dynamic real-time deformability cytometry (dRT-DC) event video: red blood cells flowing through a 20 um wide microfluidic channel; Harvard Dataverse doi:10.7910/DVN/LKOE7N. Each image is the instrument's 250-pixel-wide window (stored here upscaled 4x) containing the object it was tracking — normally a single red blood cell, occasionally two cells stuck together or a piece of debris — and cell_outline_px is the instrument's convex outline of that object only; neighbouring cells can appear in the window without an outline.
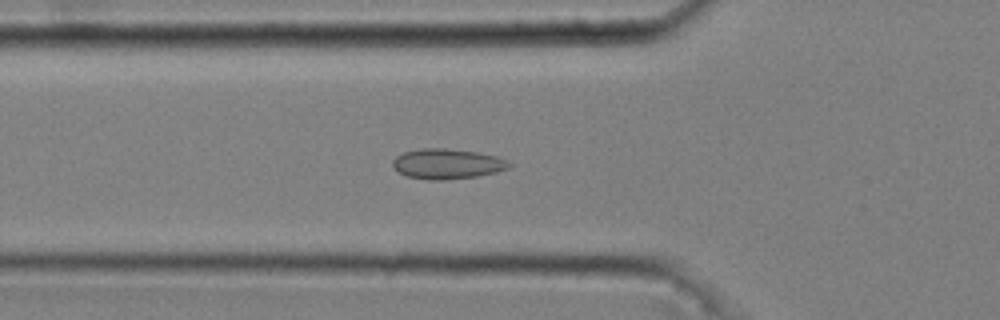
{"species": "common noctule bat (a hibernating species)", "species_latin": "Nyctalus noctula", "temperature_condition": "cold", "stored_images_in_passage": 43, "camera_frame_rate_fps": 3000, "um_per_image_px": 0.085, "animal": {"sex": "male", "body_mass_g": 20.4}, "frame": {"image": 1, "passage_image": 10, "time_ms": 3.0, "image_size_px": [1000, 320], "cell_outline_px": [[512, 164], [508, 168], [496, 172], [476, 176], [448, 180], [428, 180], [408, 176], [392, 168], [392, 160], [396, 156], [404, 152], [420, 148], [444, 148], [476, 152], [496, 156], [508, 160]], "centroid_in_image_um": [38.0, 13.93], "position_along_channel_um": 87.8, "area_um2": 20.52}}
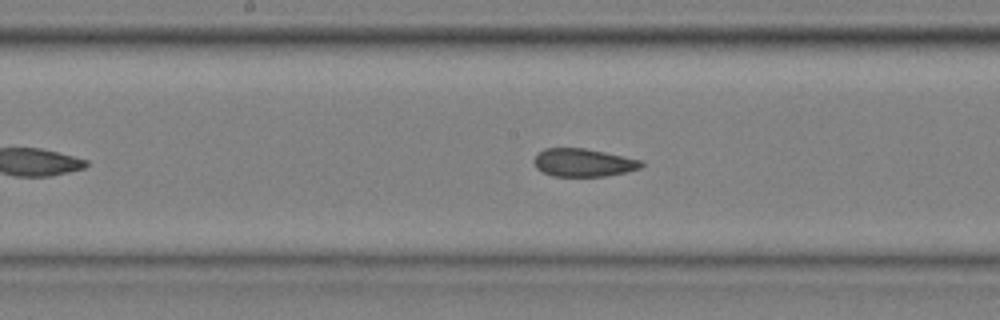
{"frame": {"image": 2, "passage_image": 19, "time_ms": 6.0, "image_size_px": [1000, 320], "cell_outline_px": [[644, 164], [640, 168], [624, 172], [604, 176], [552, 176], [536, 168], [532, 160], [544, 148], [584, 148], [644, 160]], "centroid_in_image_um": [49.58, 13.82], "position_along_channel_um": 198.6, "area_um2": 17.46}}
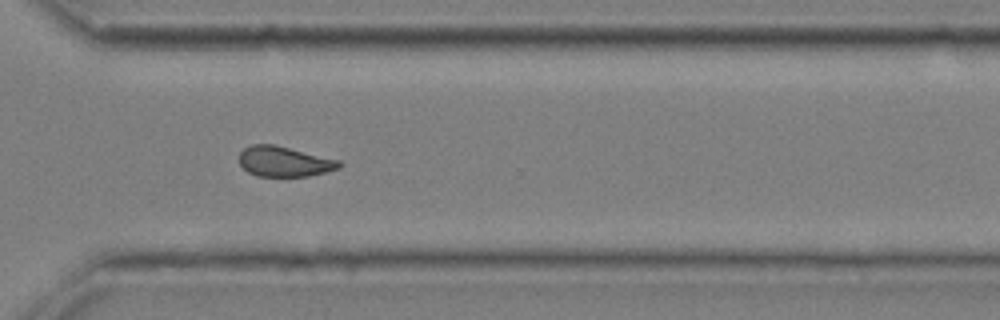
{"frame": {"image": 3, "passage_image": 31, "time_ms": 10.0, "image_size_px": [1000, 320], "cell_outline_px": [[344, 164], [340, 168], [308, 176], [256, 176], [248, 172], [240, 164], [240, 152], [244, 148], [252, 144], [276, 144], [340, 160]], "centroid_in_image_um": [24.19, 13.72], "position_along_channel_um": 346.4, "area_um2": 17.74}, "authors_computed_cell_mechanics": {"area_um2": 17.8602, "velocity_mm_per_s": 3.6839, "shape_relaxation_time_tau1_ms": null, "shape_relaxation_time_tau2_ms": 2.5268, "deformation_change_tau1": null, "deformation_change_tau2": 0.069}}